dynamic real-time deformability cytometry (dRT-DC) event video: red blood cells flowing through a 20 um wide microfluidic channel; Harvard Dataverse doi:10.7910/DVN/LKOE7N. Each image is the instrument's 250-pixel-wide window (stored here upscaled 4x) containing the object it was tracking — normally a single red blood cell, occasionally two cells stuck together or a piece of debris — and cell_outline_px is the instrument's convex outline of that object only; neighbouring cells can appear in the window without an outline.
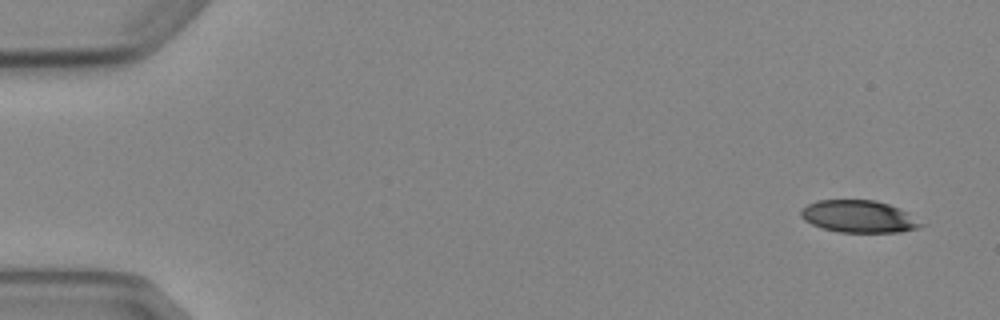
{"species": "Egyptian fruit bat (a non-hibernating species)", "species_latin": "Rousettus aegyptiacus", "temperature_condition": "cold", "stored_images_in_passage": 6, "segment_of_instrument_passage": [2, 2], "camera_frame_rate_fps": 3000, "um_per_image_px": 0.085, "animal": {"sex": "female"}, "frame": {"image": 1, "passage_image": 6, "time_ms": 5.667, "image_size_px": [1000, 320], "cell_outline_px": [[928, 224], [916, 228], [900, 232], [840, 232], [820, 228], [804, 220], [800, 216], [800, 212], [808, 204], [816, 200], [876, 200], [900, 208], [908, 212]], "centroid_in_image_um": [73.04, 18.4], "position_along_channel_um": 12.0, "area_um2": 22.77}}